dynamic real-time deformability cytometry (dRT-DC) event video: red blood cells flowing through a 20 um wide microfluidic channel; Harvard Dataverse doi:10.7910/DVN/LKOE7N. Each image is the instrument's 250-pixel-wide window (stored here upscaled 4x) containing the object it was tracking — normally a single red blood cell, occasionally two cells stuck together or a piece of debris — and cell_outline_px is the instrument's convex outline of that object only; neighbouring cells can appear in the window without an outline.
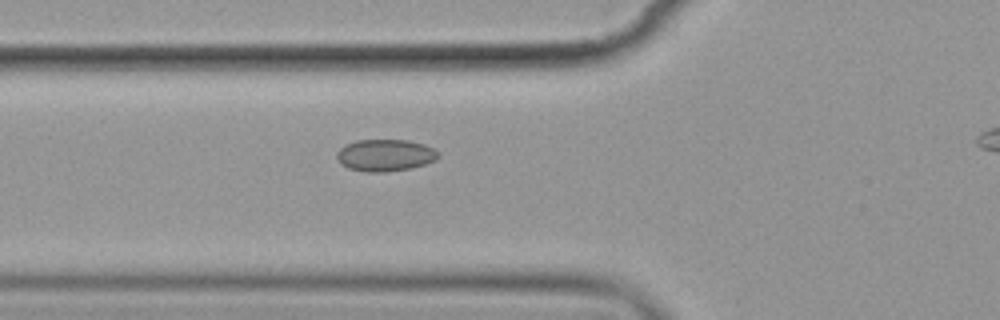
{"species": "common noctule bat (a hibernating species)", "species_latin": "Nyctalus noctula", "temperature_condition": "cold", "stored_images_in_passage": 7, "camera_frame_rate_fps": 3000, "um_per_image_px": 0.085, "animal": {"sex": "female", "body_mass_g": 19.9}, "frame": {"image": 1, "passage_image": 6, "time_ms": 6.667, "image_size_px": [1000, 320], "cell_outline_px": [[440, 156], [436, 160], [412, 168], [384, 172], [364, 172], [348, 168], [340, 164], [336, 156], [336, 152], [340, 148], [356, 140], [408, 140], [424, 144], [440, 152]], "centroid_in_image_um": [32.74, 13.2], "position_along_channel_um": 93.1, "area_um2": 19.02}}